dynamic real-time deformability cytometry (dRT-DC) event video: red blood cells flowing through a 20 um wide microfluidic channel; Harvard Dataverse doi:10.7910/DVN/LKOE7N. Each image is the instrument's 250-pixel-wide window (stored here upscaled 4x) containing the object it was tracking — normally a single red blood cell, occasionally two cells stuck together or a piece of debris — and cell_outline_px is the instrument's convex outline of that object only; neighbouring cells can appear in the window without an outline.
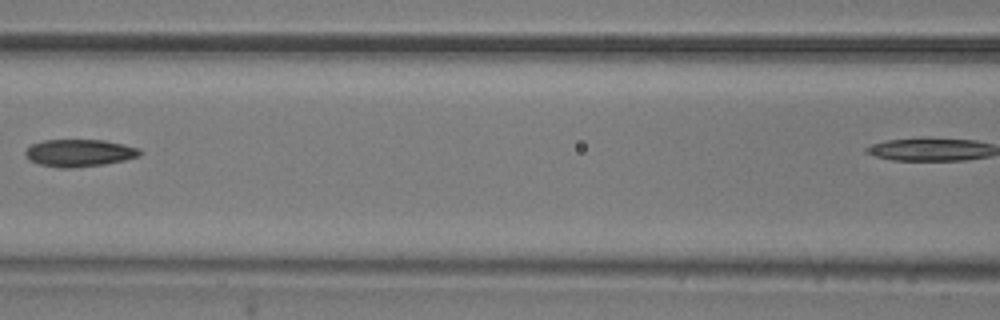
{"species": "common noctule bat (a hibernating species)", "species_latin": "Nyctalus noctula", "temperature_condition": "room temperature", "stored_images_in_passage": 7, "segment_of_instrument_passage": [1, 2], "camera_frame_rate_fps": 3000, "um_per_image_px": 0.085, "animal": {"sex": "male", "body_mass_g": 20.5, "forearm_length_mm": 52.5}, "frame": {"image": 1, "passage_image": 5, "time_ms": 1.333, "image_size_px": [1000, 320], "cell_outline_px": [[140, 156], [124, 160], [104, 164], [72, 168], [60, 168], [40, 164], [28, 160], [24, 156], [24, 152], [32, 144], [40, 140], [104, 140], [124, 144], [140, 148]], "centroid_in_image_um": [6.71, 13.0], "position_along_channel_um": 159.9, "area_um2": 18.32}}
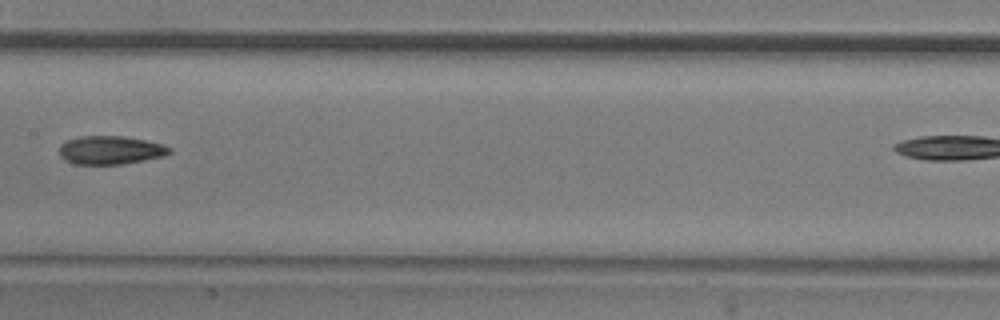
{"frame": {"image": 2, "passage_image": 6, "time_ms": 1.667, "image_size_px": [1000, 320], "cell_outline_px": [[172, 152], [160, 156], [144, 160], [120, 164], [76, 164], [64, 160], [60, 156], [60, 144], [68, 140], [80, 136], [120, 136], [144, 140], [164, 144], [172, 148]], "centroid_in_image_um": [9.37, 12.76], "position_along_channel_um": 198.0, "area_um2": 18.09}}